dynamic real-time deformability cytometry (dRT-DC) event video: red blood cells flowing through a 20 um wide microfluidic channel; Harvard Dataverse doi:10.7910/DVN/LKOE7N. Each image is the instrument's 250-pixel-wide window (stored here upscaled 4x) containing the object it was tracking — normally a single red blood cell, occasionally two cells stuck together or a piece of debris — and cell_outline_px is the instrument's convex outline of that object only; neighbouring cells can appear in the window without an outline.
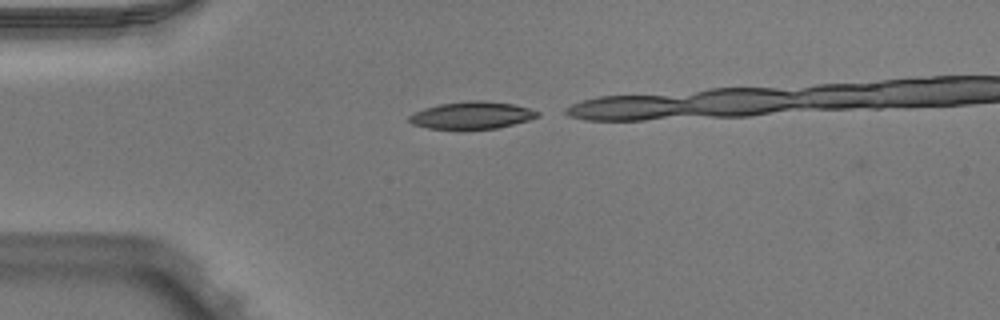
{"species": "Egyptian fruit bat (a non-hibernating species)", "species_latin": "Rousettus aegyptiacus", "temperature_condition": "warm", "stored_images_in_passage": 7, "camera_frame_rate_fps": 3000, "um_per_image_px": 0.085, "animal": {"sex": "male"}, "frame": {"image": 1, "passage_image": 1, "time_ms": 0.0, "image_size_px": [1000, 320], "cell_outline_px": [[540, 116], [528, 120], [496, 128], [428, 128], [412, 124], [408, 120], [408, 116], [424, 108], [440, 104], [472, 100], [484, 100], [516, 104], [540, 112]], "centroid_in_image_um": [40.13, 9.78], "position_along_channel_um": 44.9, "area_um2": 20.11}}